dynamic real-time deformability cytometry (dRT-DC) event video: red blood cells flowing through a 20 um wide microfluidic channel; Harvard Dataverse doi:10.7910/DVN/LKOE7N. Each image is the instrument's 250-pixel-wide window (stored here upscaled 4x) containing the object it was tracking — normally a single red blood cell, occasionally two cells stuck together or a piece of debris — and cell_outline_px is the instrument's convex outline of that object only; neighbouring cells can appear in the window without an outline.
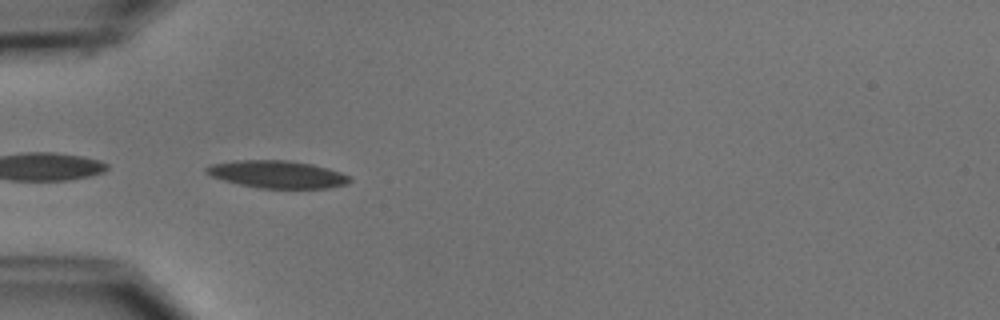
{"species": "common noctule bat (a hibernating species)", "species_latin": "Nyctalus noctula", "temperature_condition": "cold", "stored_images_in_passage": 5, "camera_frame_rate_fps": 3000, "um_per_image_px": 0.085, "animal": {"sex": "male", "body_mass_g": 15.6}, "frame": {"image": 1, "passage_image": 1, "time_ms": 0.0, "image_size_px": [1000, 320], "cell_outline_px": [[352, 180], [348, 184], [328, 188], [260, 188], [240, 184], [224, 180], [212, 176], [204, 172], [204, 168], [208, 164], [236, 160], [288, 160], [312, 164], [328, 168], [352, 176]], "centroid_in_image_um": [23.58, 14.81], "position_along_channel_um": 61.4, "area_um2": 23.12}}